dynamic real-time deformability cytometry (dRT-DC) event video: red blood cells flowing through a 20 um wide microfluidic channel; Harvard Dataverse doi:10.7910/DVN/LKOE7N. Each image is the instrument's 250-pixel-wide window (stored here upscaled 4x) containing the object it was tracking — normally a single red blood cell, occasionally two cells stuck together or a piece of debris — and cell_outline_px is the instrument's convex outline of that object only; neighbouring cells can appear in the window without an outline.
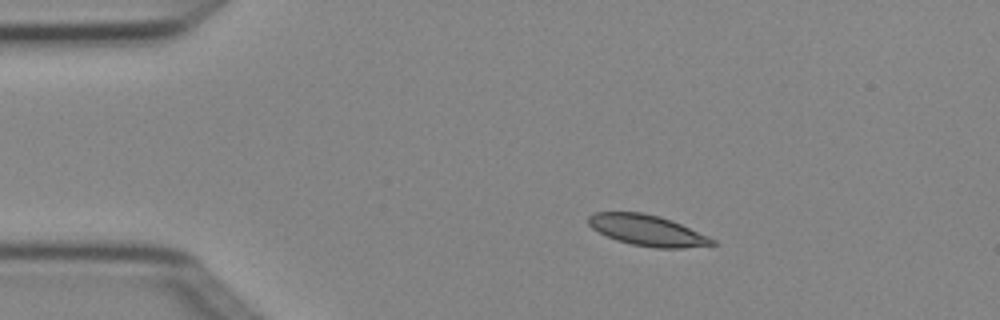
{"species": "Egyptian fruit bat (a non-hibernating species)", "species_latin": "Rousettus aegyptiacus", "temperature_condition": "cold", "stored_images_in_passage": 4, "camera_frame_rate_fps": 3000, "um_per_image_px": 0.085, "animal": {"sex": "female"}, "frame": {"image": 1, "passage_image": 3, "time_ms": 0.667, "image_size_px": [1000, 320], "cell_outline_px": [[716, 244], [680, 248], [656, 248], [632, 244], [616, 240], [592, 228], [588, 224], [588, 216], [596, 212], [644, 212], [660, 216], [680, 224], [708, 236], [716, 240]], "centroid_in_image_um": [55.0, 19.57], "position_along_channel_um": 30.0, "area_um2": 22.02}}